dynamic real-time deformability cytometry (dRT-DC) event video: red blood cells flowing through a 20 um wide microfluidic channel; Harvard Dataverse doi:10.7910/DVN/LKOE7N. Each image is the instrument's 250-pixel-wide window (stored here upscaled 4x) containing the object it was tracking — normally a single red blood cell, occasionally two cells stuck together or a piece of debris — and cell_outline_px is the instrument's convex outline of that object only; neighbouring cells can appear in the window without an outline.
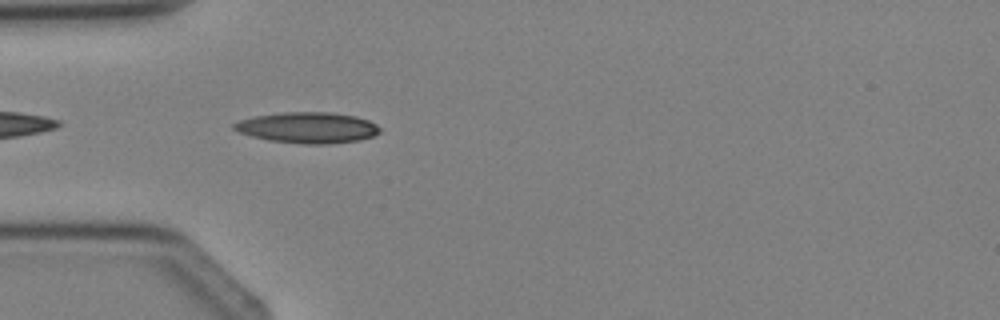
{"species": "Egyptian fruit bat (a non-hibernating species)", "species_latin": "Rousettus aegyptiacus", "temperature_condition": "cold", "stored_images_in_passage": 4, "camera_frame_rate_fps": 3000, "um_per_image_px": 0.085, "animal": {"sex": "female"}, "frame": {"image": 1, "passage_image": 4, "time_ms": 3.667, "image_size_px": [1000, 320], "cell_outline_px": [[380, 132], [372, 136], [356, 140], [324, 144], [304, 144], [268, 140], [252, 136], [240, 132], [232, 128], [232, 124], [240, 120], [256, 116], [284, 112], [332, 112], [356, 116], [368, 120], [376, 124], [380, 128]], "centroid_in_image_um": [26.15, 10.84], "position_along_channel_um": 58.9, "area_um2": 26.07}}